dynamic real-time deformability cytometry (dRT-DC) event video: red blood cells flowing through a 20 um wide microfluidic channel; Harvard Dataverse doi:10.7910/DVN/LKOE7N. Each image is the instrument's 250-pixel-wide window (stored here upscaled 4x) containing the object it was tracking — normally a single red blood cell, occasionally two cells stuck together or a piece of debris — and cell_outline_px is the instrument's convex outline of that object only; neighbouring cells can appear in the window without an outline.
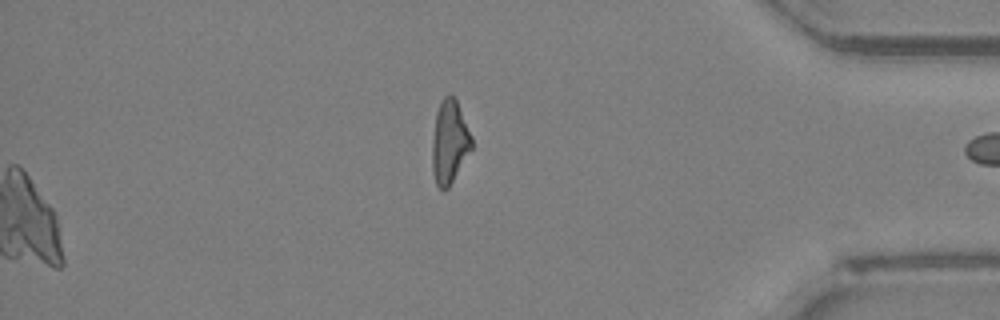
{"species": "Egyptian fruit bat (a non-hibernating species)", "species_latin": "Rousettus aegyptiacus", "temperature_condition": "room temperature", "stored_images_in_passage": 51, "camera_frame_rate_fps": 3000, "um_per_image_px": 0.085, "animal": {"sex": "female"}, "frame": {"image": 1, "passage_image": 51, "time_ms": 16.667, "image_size_px": [1000, 320], "cell_outline_px": [[472, 148], [448, 188], [440, 188], [436, 184], [432, 172], [432, 140], [436, 112], [444, 96], [452, 96], [456, 100], [472, 136]], "centroid_in_image_um": [38.2, 12.08], "position_along_channel_um": 397.0, "area_um2": 18.84}}